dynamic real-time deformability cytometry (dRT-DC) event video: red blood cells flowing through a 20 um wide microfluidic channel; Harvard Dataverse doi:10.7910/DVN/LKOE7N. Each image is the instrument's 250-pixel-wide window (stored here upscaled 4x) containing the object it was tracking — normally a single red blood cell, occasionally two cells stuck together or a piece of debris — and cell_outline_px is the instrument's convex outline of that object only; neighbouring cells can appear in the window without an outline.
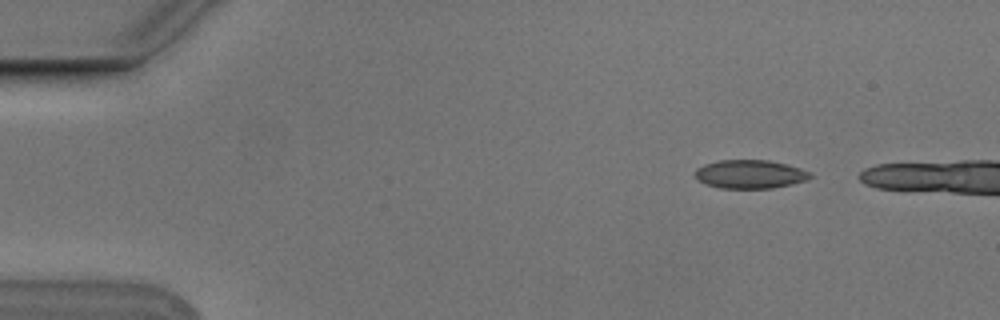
{"species": "Egyptian fruit bat (a non-hibernating species)", "species_latin": "Rousettus aegyptiacus", "temperature_condition": "cold", "stored_images_in_passage": 3, "camera_frame_rate_fps": 3000, "um_per_image_px": 0.085, "animal": {"sex": "male"}, "frame": {"image": 1, "passage_image": 1, "time_ms": 0.0, "image_size_px": [1000, 320], "cell_outline_px": [[812, 176], [808, 180], [792, 184], [772, 188], [720, 188], [704, 184], [696, 180], [692, 172], [696, 168], [704, 164], [720, 160], [768, 160], [788, 164], [812, 172]], "centroid_in_image_um": [63.72, 14.8], "position_along_channel_um": 21.3, "area_um2": 19.54}}